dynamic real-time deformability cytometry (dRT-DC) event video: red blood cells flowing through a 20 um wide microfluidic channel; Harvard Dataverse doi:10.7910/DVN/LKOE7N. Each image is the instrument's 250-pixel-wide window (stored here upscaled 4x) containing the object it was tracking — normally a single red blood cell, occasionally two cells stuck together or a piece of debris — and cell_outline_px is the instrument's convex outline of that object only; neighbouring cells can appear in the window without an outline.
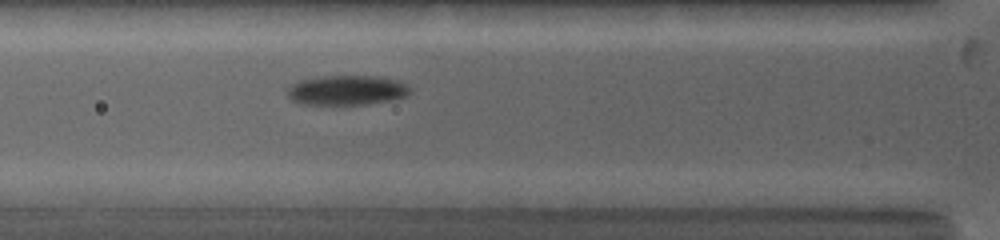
{"species": "common noctule bat (a hibernating species)", "species_latin": "Nyctalus noctula", "temperature_condition": "warm", "stored_images_in_passage": 8, "camera_frame_rate_fps": 5000, "um_per_image_px": 0.085, "animal": {"sex": "female", "body_mass_g": 19.0, "forearm_length_mm": 53.3}, "frame": {"image": 1, "passage_image": 8, "time_ms": 3.4, "image_size_px": [1000, 240], "cell_outline_px": [[412, 88], [404, 96], [392, 100], [364, 104], [300, 104], [292, 100], [288, 96], [288, 88], [292, 84], [300, 80], [324, 76], [376, 76], [396, 80], [408, 84]], "centroid_in_image_um": [29.48, 7.66], "position_along_channel_um": 96.3, "area_um2": 21.1}}